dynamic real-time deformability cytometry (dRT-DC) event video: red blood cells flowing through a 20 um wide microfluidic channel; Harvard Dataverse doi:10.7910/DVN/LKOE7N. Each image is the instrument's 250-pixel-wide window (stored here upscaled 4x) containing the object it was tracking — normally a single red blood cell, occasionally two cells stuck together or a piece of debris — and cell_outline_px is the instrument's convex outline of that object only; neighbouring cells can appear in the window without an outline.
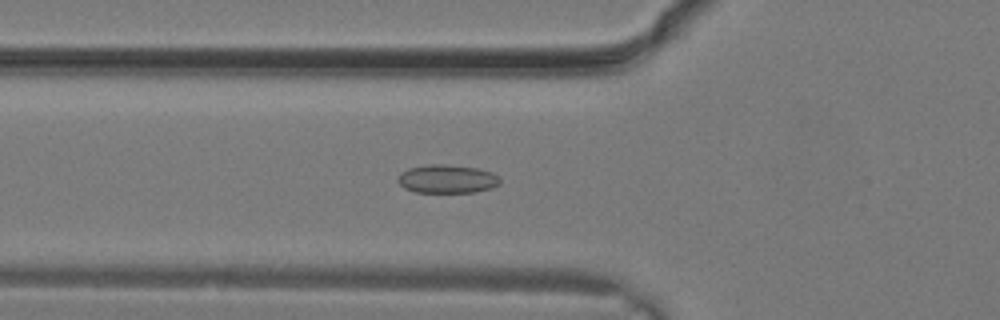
{"species": "common noctule bat (a hibernating species)", "species_latin": "Nyctalus noctula", "temperature_condition": "warm", "stored_images_in_passage": 30, "camera_frame_rate_fps": 3000, "um_per_image_px": 0.085, "animal": {"sex": "male", "body_mass_g": 19.2, "forearm_length_mm": 51.8}, "frame": {"image": 1, "passage_image": 11, "time_ms": 3.333, "image_size_px": [1000, 320], "cell_outline_px": [[500, 184], [492, 188], [476, 192], [416, 192], [404, 188], [396, 180], [396, 176], [400, 172], [408, 168], [428, 164], [444, 164], [480, 168], [492, 172], [500, 176]], "centroid_in_image_um": [38.01, 15.2], "position_along_channel_um": 87.8, "area_um2": 17.28}}
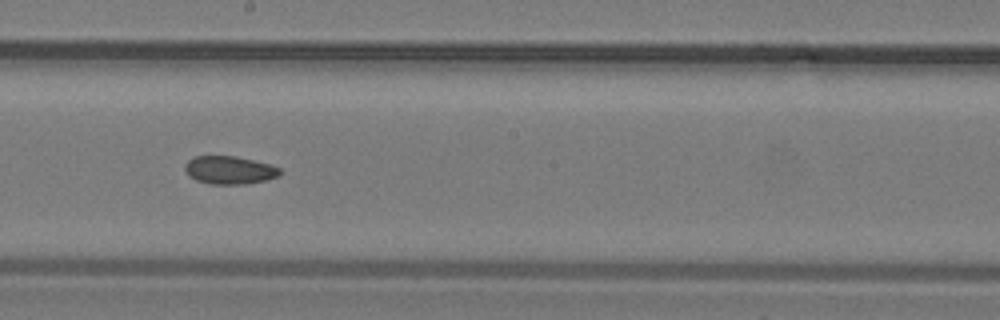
{"frame": {"image": 2, "passage_image": 17, "time_ms": 5.333, "image_size_px": [1000, 320], "cell_outline_px": [[280, 176], [264, 180], [244, 184], [212, 184], [196, 180], [188, 176], [184, 168], [184, 164], [188, 160], [196, 156], [236, 156], [268, 164], [280, 168]], "centroid_in_image_um": [19.47, 14.46], "position_along_channel_um": 228.7, "area_um2": 15.43}}
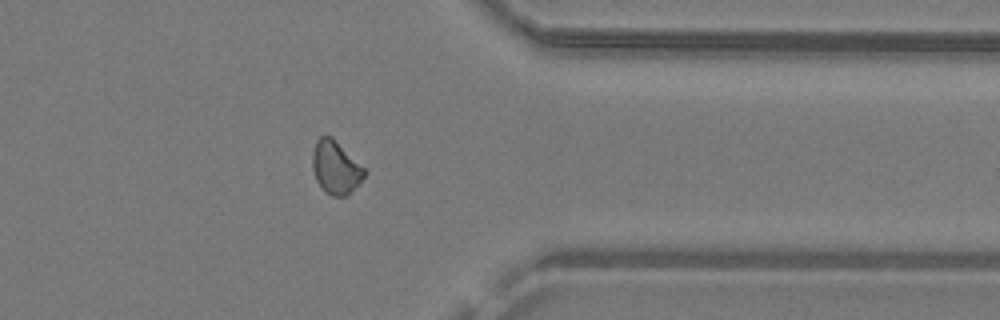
{"frame": {"image": 3, "passage_image": 24, "time_ms": 7.667, "image_size_px": [1000, 320], "cell_outline_px": [[368, 172], [348, 196], [332, 196], [324, 192], [316, 180], [312, 168], [312, 152], [316, 140], [320, 136], [332, 136]], "centroid_in_image_um": [28.52, 14.24], "position_along_channel_um": 382.9, "area_um2": 16.18}}